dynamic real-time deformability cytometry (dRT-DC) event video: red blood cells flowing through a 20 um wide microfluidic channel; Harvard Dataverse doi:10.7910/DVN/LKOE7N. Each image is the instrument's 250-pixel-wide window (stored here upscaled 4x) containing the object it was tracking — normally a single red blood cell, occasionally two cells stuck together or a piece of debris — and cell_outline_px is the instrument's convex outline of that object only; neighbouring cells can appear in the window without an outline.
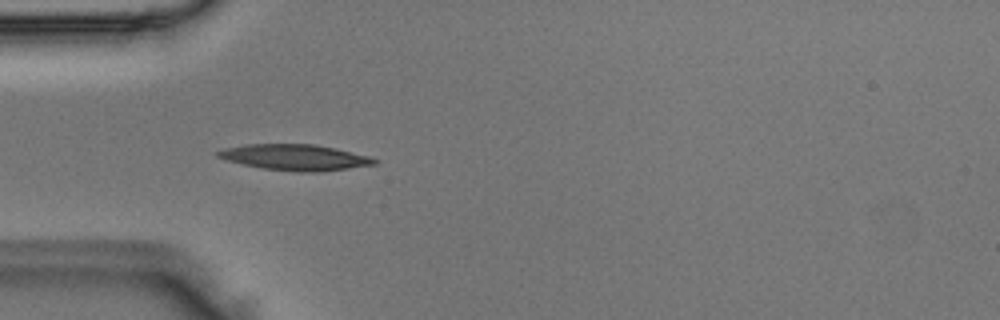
{"species": "Egyptian fruit bat (a non-hibernating species)", "species_latin": "Rousettus aegyptiacus", "temperature_condition": "room temperature", "stored_images_in_passage": 5, "camera_frame_rate_fps": 3000, "um_per_image_px": 0.085, "animal": {"sex": "male"}, "frame": {"image": 1, "passage_image": 4, "time_ms": 1.0, "image_size_px": [1000, 320], "cell_outline_px": [[380, 160], [376, 164], [320, 172], [300, 172], [264, 168], [244, 164], [228, 160], [216, 156], [216, 152], [224, 148], [248, 144], [316, 144], [336, 148], [368, 156]], "centroid_in_image_um": [25.11, 13.37], "position_along_channel_um": 59.9, "area_um2": 23.47}}
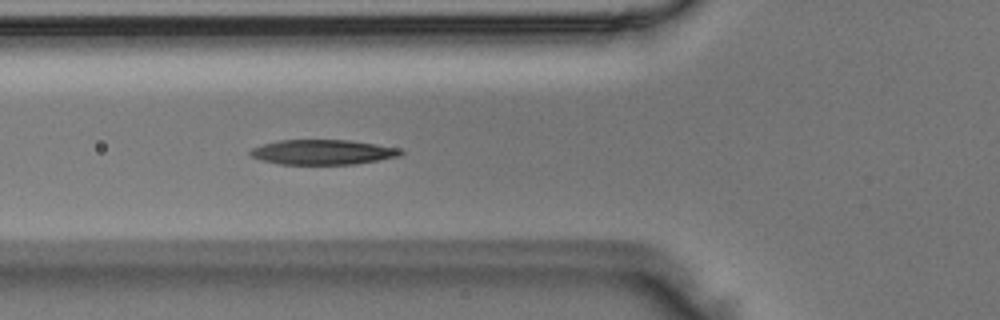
{"frame": {"image": 2, "passage_image": 5, "time_ms": 1.333, "image_size_px": [1000, 320], "cell_outline_px": [[404, 152], [400, 156], [356, 164], [280, 164], [260, 160], [252, 156], [248, 152], [252, 148], [264, 144], [280, 140], [348, 140], [376, 144], [400, 148]], "centroid_in_image_um": [27.45, 12.93], "position_along_channel_um": 98.4, "area_um2": 21.79}}